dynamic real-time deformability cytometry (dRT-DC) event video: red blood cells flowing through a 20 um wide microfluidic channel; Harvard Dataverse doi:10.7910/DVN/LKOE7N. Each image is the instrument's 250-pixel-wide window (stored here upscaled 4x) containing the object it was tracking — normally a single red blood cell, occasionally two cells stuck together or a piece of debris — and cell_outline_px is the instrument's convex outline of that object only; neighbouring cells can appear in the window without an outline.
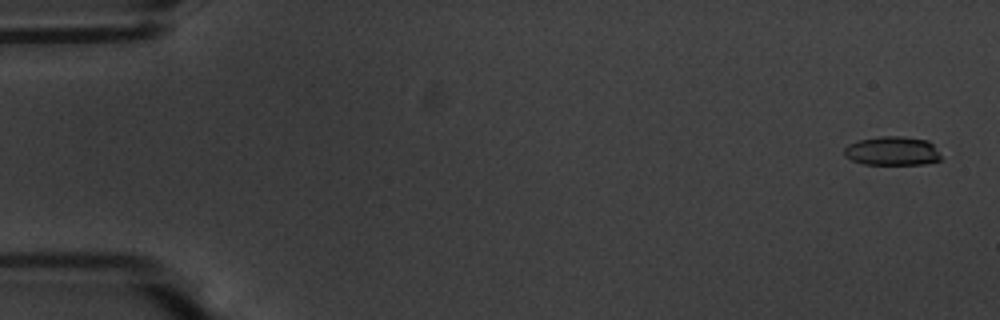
{"species": "common noctule bat (a hibernating species)", "species_latin": "Nyctalus noctula", "temperature_condition": "warm", "stored_images_in_passage": 58, "camera_frame_rate_fps": 3000, "um_per_image_px": 0.085, "animal": {"sex": "male", "body_mass_g": 20.1, "forearm_length_mm": 53.5}, "frame": {"image": 1, "passage_image": 3, "time_ms": 0.667, "image_size_px": [1000, 320], "cell_outline_px": [[940, 160], [924, 164], [864, 164], [852, 160], [844, 156], [844, 148], [848, 144], [860, 140], [880, 136], [900, 136], [928, 140], [932, 144], [940, 156]], "centroid_in_image_um": [75.82, 12.83], "position_along_channel_um": 9.2, "area_um2": 16.18}}
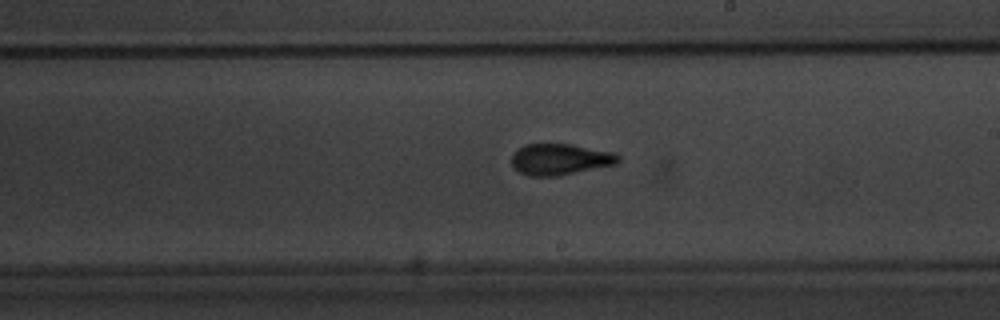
{"frame": {"image": 2, "passage_image": 34, "time_ms": 11.0, "image_size_px": [1000, 320], "cell_outline_px": [[620, 160], [616, 164], [560, 176], [528, 176], [512, 168], [512, 156], [524, 144], [572, 144], [612, 152], [620, 156]], "centroid_in_image_um": [47.6, 13.55], "position_along_channel_um": 241.4, "area_um2": 19.42}}
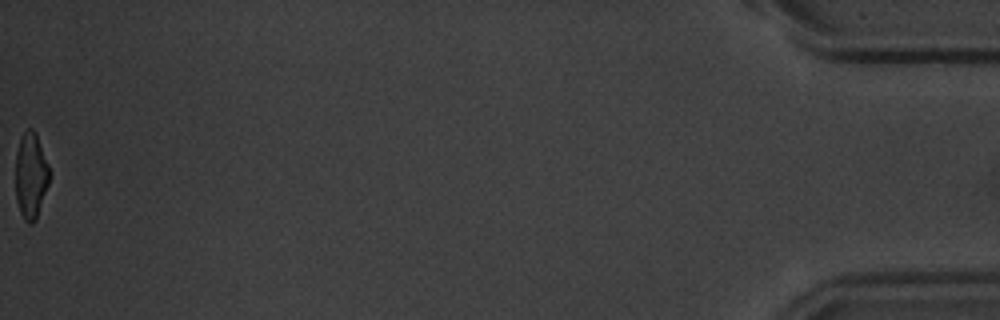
{"frame": {"image": 3, "passage_image": 58, "time_ms": 19.0, "image_size_px": [1000, 320], "cell_outline_px": [[52, 172], [36, 220], [32, 224], [28, 224], [24, 220], [20, 212], [16, 200], [16, 152], [20, 136], [28, 128], [32, 128], [36, 132]], "centroid_in_image_um": [2.64, 14.91], "position_along_channel_um": 432.6, "area_um2": 17.34}, "authors_computed_cell_mechanics": {"area_um2": 18.6405, "velocity_mm_per_s": 3.6102, "shape_relaxation_time_tau1_ms": 4.2976, "shape_relaxation_time_tau2_ms": 1.8582, "deformation_change_tau1": 0.1777, "deformation_change_tau2": 0.0897}}